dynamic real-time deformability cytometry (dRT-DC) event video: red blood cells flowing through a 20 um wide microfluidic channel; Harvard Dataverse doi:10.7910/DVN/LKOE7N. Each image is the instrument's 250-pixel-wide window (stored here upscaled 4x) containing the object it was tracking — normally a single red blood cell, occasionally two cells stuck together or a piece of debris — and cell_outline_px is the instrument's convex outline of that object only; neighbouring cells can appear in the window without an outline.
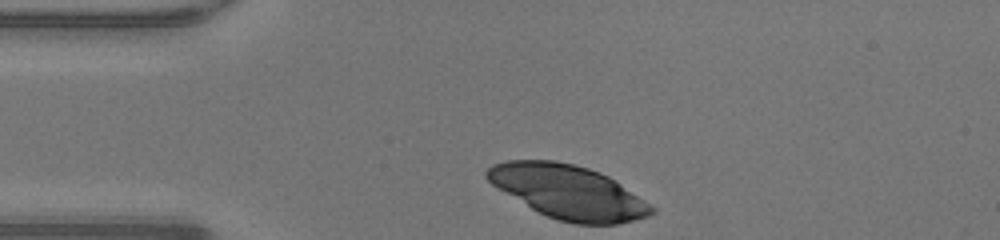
{"species": "human", "species_latin": "Homo sapiens", "temperature_condition": "warm", "stored_images_in_passage": 29, "camera_frame_rate_fps": 3000, "um_per_image_px": 0.085, "donor": {"sex": "male"}, "frame": {"image": 1, "passage_image": 1, "time_ms": 0.0, "image_size_px": [1000, 240], "cell_outline_px": [[656, 212], [648, 216], [636, 220], [616, 224], [572, 224], [556, 220], [532, 208], [496, 188], [484, 176], [484, 172], [492, 164], [504, 160], [556, 160], [588, 168], [600, 172], [608, 176], [656, 208]], "centroid_in_image_um": [48.28, 16.31], "position_along_channel_um": 36.7, "area_um2": 51.44}}
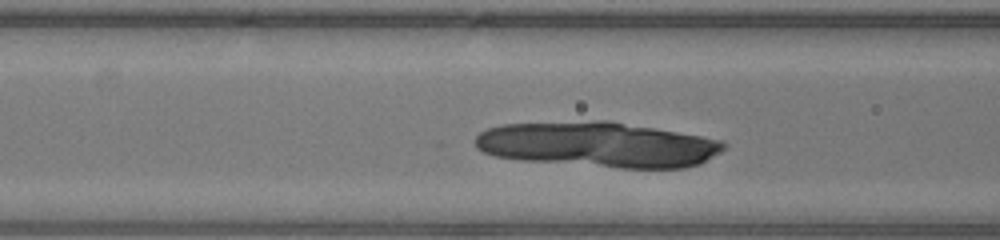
{"frame": {"image": 2, "passage_image": 9, "time_ms": 2.667, "image_size_px": [1000, 240], "cell_outline_px": [[728, 144], [720, 152], [700, 164], [684, 168], [620, 168], [520, 160], [496, 156], [484, 152], [476, 148], [476, 136], [480, 132], [488, 128], [500, 124], [596, 120], [608, 120], [724, 140]], "centroid_in_image_um": [50.84, 12.29], "position_along_channel_um": 115.8, "area_um2": 65.78}}